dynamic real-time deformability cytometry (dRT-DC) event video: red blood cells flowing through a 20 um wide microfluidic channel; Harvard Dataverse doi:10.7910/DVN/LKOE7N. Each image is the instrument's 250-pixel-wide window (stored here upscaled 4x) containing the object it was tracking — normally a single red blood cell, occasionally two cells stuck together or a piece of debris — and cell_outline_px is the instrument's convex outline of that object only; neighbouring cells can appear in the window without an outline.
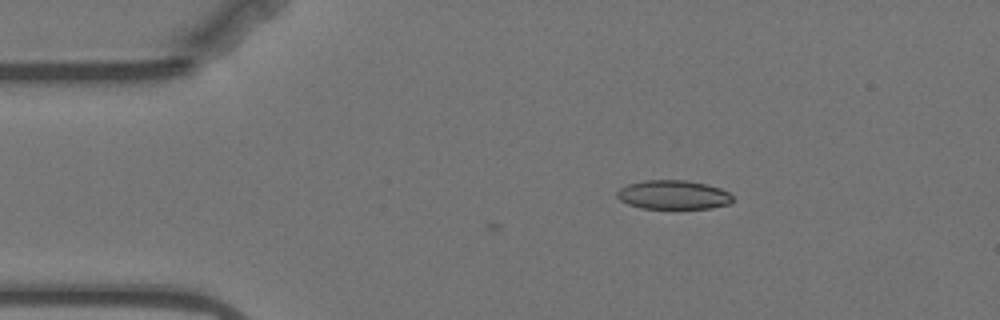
{"species": "Egyptian fruit bat (a non-hibernating species)", "species_latin": "Rousettus aegyptiacus", "temperature_condition": "warm", "stored_images_in_passage": 2, "camera_frame_rate_fps": 3000, "um_per_image_px": 0.085, "animal": {"sex": "female"}, "frame": {"image": 1, "passage_image": 2, "time_ms": 0.333, "image_size_px": [1000, 320], "cell_outline_px": [[732, 200], [728, 204], [712, 208], [640, 208], [628, 204], [620, 200], [616, 196], [616, 192], [620, 188], [628, 184], [644, 180], [688, 180], [708, 184], [720, 188], [728, 192], [732, 196]], "centroid_in_image_um": [57.21, 16.55], "position_along_channel_um": 27.8, "area_um2": 19.59}}